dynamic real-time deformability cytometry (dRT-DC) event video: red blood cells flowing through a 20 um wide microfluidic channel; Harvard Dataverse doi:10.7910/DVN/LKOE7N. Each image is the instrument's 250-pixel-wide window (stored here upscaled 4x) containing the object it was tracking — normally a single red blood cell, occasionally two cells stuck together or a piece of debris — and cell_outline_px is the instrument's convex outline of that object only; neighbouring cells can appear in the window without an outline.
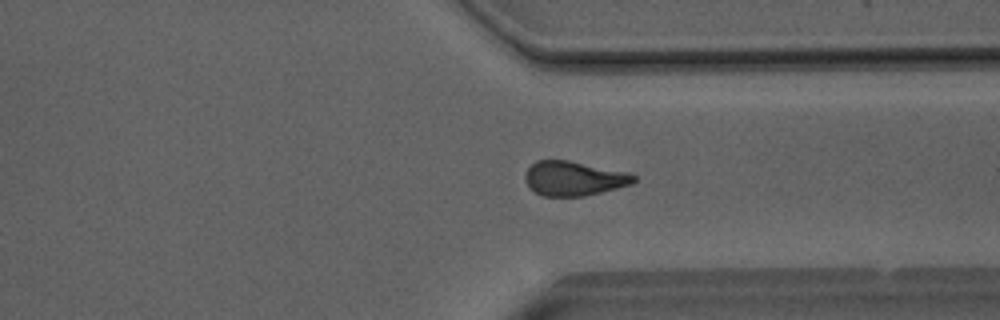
{"species": "Egyptian fruit bat (a non-hibernating species)", "species_latin": "Rousettus aegyptiacus", "temperature_condition": "room temperature", "stored_images_in_passage": 45, "camera_frame_rate_fps": 3000, "um_per_image_px": 0.085, "animal": {"sex": "male"}, "frame": {"image": 1, "passage_image": 39, "time_ms": 12.667, "image_size_px": [1000, 320], "cell_outline_px": [[636, 180], [632, 184], [584, 196], [544, 196], [536, 192], [528, 184], [524, 176], [528, 168], [536, 160], [568, 160], [628, 172], [636, 176]], "centroid_in_image_um": [48.79, 15.16], "position_along_channel_um": 362.6, "area_um2": 21.62}}